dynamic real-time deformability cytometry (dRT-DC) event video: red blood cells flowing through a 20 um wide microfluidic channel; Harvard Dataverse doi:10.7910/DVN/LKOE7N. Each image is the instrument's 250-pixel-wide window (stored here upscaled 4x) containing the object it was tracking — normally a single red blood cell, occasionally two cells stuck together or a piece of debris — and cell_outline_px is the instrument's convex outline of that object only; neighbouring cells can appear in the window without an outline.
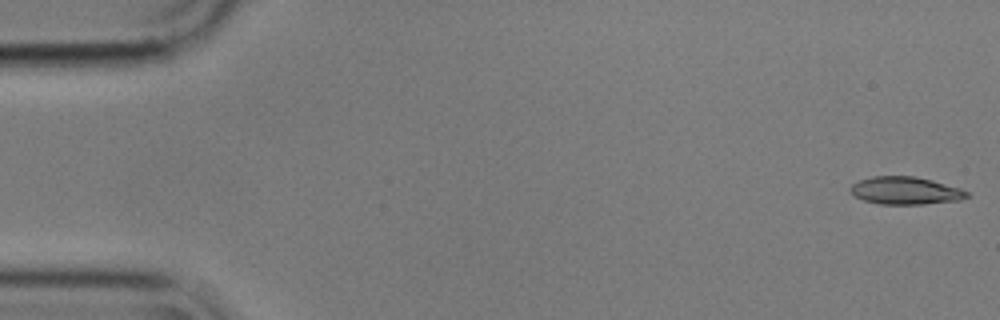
{"species": "common noctule bat (a hibernating species)", "species_latin": "Nyctalus noctula", "temperature_condition": "cold", "stored_images_in_passage": 12, "camera_frame_rate_fps": 3000, "um_per_image_px": 0.085, "animal": {"sex": "male", "body_mass_g": 17.9}, "frame": {"image": 1, "passage_image": 1, "time_ms": 0.0, "image_size_px": [1000, 320], "cell_outline_px": [[972, 196], [960, 200], [924, 204], [880, 204], [864, 200], [856, 196], [848, 188], [852, 184], [860, 180], [872, 176], [912, 176], [932, 180], [960, 188], [968, 192]], "centroid_in_image_um": [76.99, 16.2], "position_along_channel_um": 8.0, "area_um2": 18.73}}
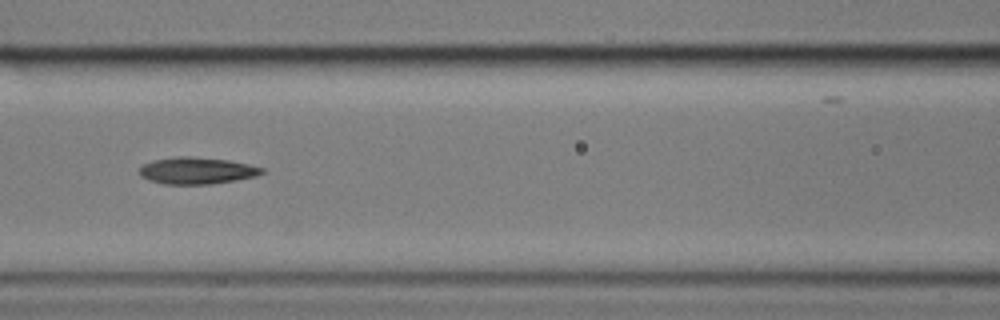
{"frame": {"image": 2, "passage_image": 7, "time_ms": 2.0, "image_size_px": [1000, 320], "cell_outline_px": [[264, 172], [256, 176], [236, 180], [212, 184], [164, 184], [148, 180], [140, 176], [140, 168], [144, 164], [152, 160], [176, 156], [188, 156], [228, 160], [248, 164], [264, 168]], "centroid_in_image_um": [16.72, 14.5], "position_along_channel_um": 149.9, "area_um2": 19.13}}
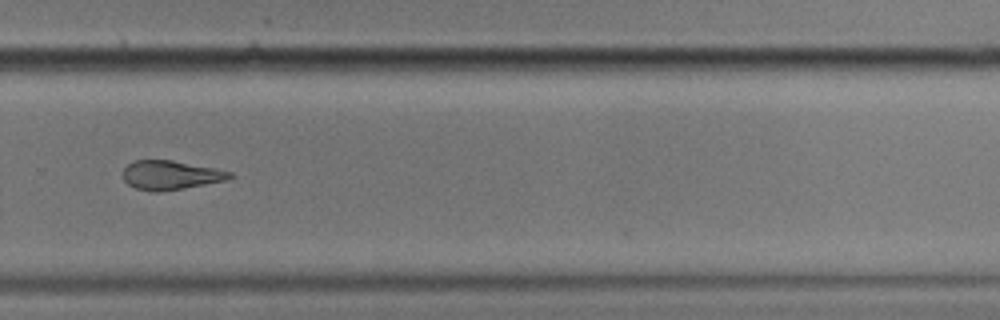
{"frame": {"image": 3, "passage_image": 11, "time_ms": 3.333, "image_size_px": [1000, 320], "cell_outline_px": [[232, 176], [224, 180], [184, 188], [160, 192], [152, 192], [136, 188], [128, 184], [124, 180], [124, 168], [132, 160], [172, 160], [216, 168], [232, 172]], "centroid_in_image_um": [14.47, 14.88], "position_along_channel_um": 315.3, "area_um2": 17.98}}